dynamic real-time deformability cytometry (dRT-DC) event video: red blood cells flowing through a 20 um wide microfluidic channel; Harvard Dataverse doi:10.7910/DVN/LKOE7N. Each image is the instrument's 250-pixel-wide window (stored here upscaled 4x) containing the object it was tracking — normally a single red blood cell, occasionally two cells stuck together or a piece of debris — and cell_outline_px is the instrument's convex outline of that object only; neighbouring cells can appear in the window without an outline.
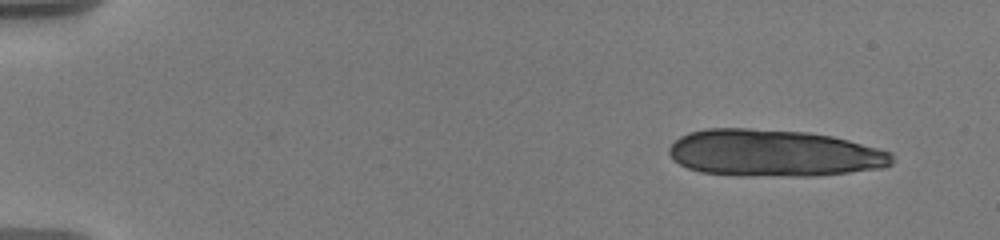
{"species": "human", "species_latin": "Homo sapiens", "temperature_condition": "warm", "stored_images_in_passage": 11, "camera_frame_rate_fps": 3000, "um_per_image_px": 0.085, "donor": {"sex": "male"}, "frame": {"image": 1, "passage_image": 1, "time_ms": 0.0, "image_size_px": [1000, 240], "cell_outline_px": [[892, 164], [884, 168], [812, 176], [736, 176], [700, 172], [688, 168], [672, 160], [668, 152], [668, 148], [680, 136], [688, 132], [704, 128], [748, 128], [808, 132], [832, 136], [848, 140], [892, 152]], "centroid_in_image_um": [65.73, 13.02], "position_along_channel_um": 19.3, "area_um2": 61.44}}
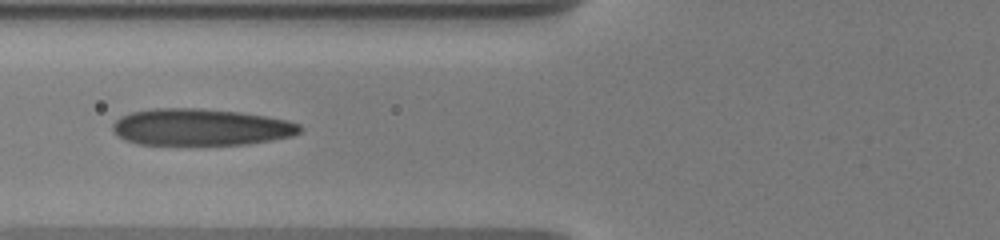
{"frame": {"image": 2, "passage_image": 8, "time_ms": 6.333, "image_size_px": [1000, 240], "cell_outline_px": [[304, 128], [300, 132], [292, 136], [248, 144], [136, 144], [124, 140], [116, 136], [112, 132], [112, 124], [120, 116], [132, 112], [152, 108], [200, 108], [240, 112], [288, 120], [300, 124]], "centroid_in_image_um": [17.03, 10.8], "position_along_channel_um": 108.8, "area_um2": 40.29}}
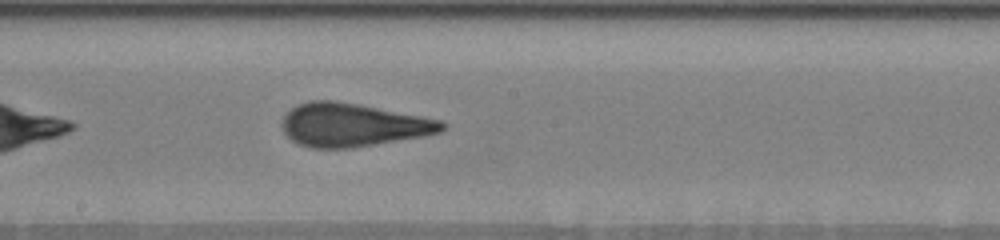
{"frame": {"image": 3, "passage_image": 11, "time_ms": 9.333, "image_size_px": [1000, 240], "cell_outline_px": [[448, 128], [444, 132], [424, 136], [352, 148], [312, 148], [300, 144], [292, 140], [284, 132], [280, 124], [284, 116], [296, 104], [308, 100], [336, 100], [360, 104], [440, 120], [448, 124]], "centroid_in_image_um": [30.0, 10.61], "position_along_channel_um": 218.2, "area_um2": 40.63}}